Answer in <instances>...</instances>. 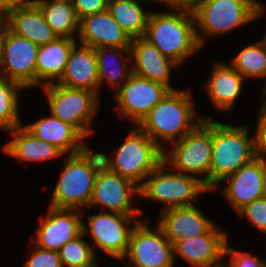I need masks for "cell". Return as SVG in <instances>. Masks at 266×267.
<instances>
[{"mask_svg": "<svg viewBox=\"0 0 266 267\" xmlns=\"http://www.w3.org/2000/svg\"><path fill=\"white\" fill-rule=\"evenodd\" d=\"M198 205L170 208L159 212L155 222L174 244L189 237L207 233L215 224Z\"/></svg>", "mask_w": 266, "mask_h": 267, "instance_id": "cell-20", "label": "cell"}, {"mask_svg": "<svg viewBox=\"0 0 266 267\" xmlns=\"http://www.w3.org/2000/svg\"><path fill=\"white\" fill-rule=\"evenodd\" d=\"M211 154L212 119H204L163 151V161L177 172L198 178L210 190Z\"/></svg>", "mask_w": 266, "mask_h": 267, "instance_id": "cell-6", "label": "cell"}, {"mask_svg": "<svg viewBox=\"0 0 266 267\" xmlns=\"http://www.w3.org/2000/svg\"><path fill=\"white\" fill-rule=\"evenodd\" d=\"M124 263H125L124 267H133V266L127 264L126 261Z\"/></svg>", "mask_w": 266, "mask_h": 267, "instance_id": "cell-46", "label": "cell"}, {"mask_svg": "<svg viewBox=\"0 0 266 267\" xmlns=\"http://www.w3.org/2000/svg\"><path fill=\"white\" fill-rule=\"evenodd\" d=\"M120 146L114 148L113 169L141 187L147 176L163 161V150L137 126H131Z\"/></svg>", "mask_w": 266, "mask_h": 267, "instance_id": "cell-9", "label": "cell"}, {"mask_svg": "<svg viewBox=\"0 0 266 267\" xmlns=\"http://www.w3.org/2000/svg\"><path fill=\"white\" fill-rule=\"evenodd\" d=\"M6 15V0H0V16Z\"/></svg>", "mask_w": 266, "mask_h": 267, "instance_id": "cell-42", "label": "cell"}, {"mask_svg": "<svg viewBox=\"0 0 266 267\" xmlns=\"http://www.w3.org/2000/svg\"><path fill=\"white\" fill-rule=\"evenodd\" d=\"M86 139L88 140V136L82 138L76 154L96 175L112 172V155H108L103 151L95 152L94 148L92 149L86 142Z\"/></svg>", "mask_w": 266, "mask_h": 267, "instance_id": "cell-33", "label": "cell"}, {"mask_svg": "<svg viewBox=\"0 0 266 267\" xmlns=\"http://www.w3.org/2000/svg\"><path fill=\"white\" fill-rule=\"evenodd\" d=\"M6 26V22L4 17L0 16V42H1V37L3 34L4 27Z\"/></svg>", "mask_w": 266, "mask_h": 267, "instance_id": "cell-43", "label": "cell"}, {"mask_svg": "<svg viewBox=\"0 0 266 267\" xmlns=\"http://www.w3.org/2000/svg\"><path fill=\"white\" fill-rule=\"evenodd\" d=\"M223 183L225 186L222 187ZM221 188L226 202L237 213L250 202L266 196V159L253 158L241 166L234 174L224 178L212 191Z\"/></svg>", "mask_w": 266, "mask_h": 267, "instance_id": "cell-15", "label": "cell"}, {"mask_svg": "<svg viewBox=\"0 0 266 267\" xmlns=\"http://www.w3.org/2000/svg\"><path fill=\"white\" fill-rule=\"evenodd\" d=\"M141 0H108L107 10L131 38L143 37L152 9Z\"/></svg>", "mask_w": 266, "mask_h": 267, "instance_id": "cell-28", "label": "cell"}, {"mask_svg": "<svg viewBox=\"0 0 266 267\" xmlns=\"http://www.w3.org/2000/svg\"><path fill=\"white\" fill-rule=\"evenodd\" d=\"M77 39L57 37L39 46L36 61V89L57 83L63 76L69 53Z\"/></svg>", "mask_w": 266, "mask_h": 267, "instance_id": "cell-26", "label": "cell"}, {"mask_svg": "<svg viewBox=\"0 0 266 267\" xmlns=\"http://www.w3.org/2000/svg\"><path fill=\"white\" fill-rule=\"evenodd\" d=\"M229 61L228 63L246 80H265L260 93L266 89V40L263 36L257 42L242 46L238 54Z\"/></svg>", "mask_w": 266, "mask_h": 267, "instance_id": "cell-30", "label": "cell"}, {"mask_svg": "<svg viewBox=\"0 0 266 267\" xmlns=\"http://www.w3.org/2000/svg\"><path fill=\"white\" fill-rule=\"evenodd\" d=\"M4 19L12 32L38 46L46 45L57 38L36 3L12 7Z\"/></svg>", "mask_w": 266, "mask_h": 267, "instance_id": "cell-24", "label": "cell"}, {"mask_svg": "<svg viewBox=\"0 0 266 267\" xmlns=\"http://www.w3.org/2000/svg\"><path fill=\"white\" fill-rule=\"evenodd\" d=\"M29 242L32 245L29 244L23 267H63L58 251L42 249Z\"/></svg>", "mask_w": 266, "mask_h": 267, "instance_id": "cell-36", "label": "cell"}, {"mask_svg": "<svg viewBox=\"0 0 266 267\" xmlns=\"http://www.w3.org/2000/svg\"><path fill=\"white\" fill-rule=\"evenodd\" d=\"M143 38L180 67L202 50L196 37L194 15L189 10H152Z\"/></svg>", "mask_w": 266, "mask_h": 267, "instance_id": "cell-2", "label": "cell"}, {"mask_svg": "<svg viewBox=\"0 0 266 267\" xmlns=\"http://www.w3.org/2000/svg\"><path fill=\"white\" fill-rule=\"evenodd\" d=\"M219 267H228L224 262Z\"/></svg>", "mask_w": 266, "mask_h": 267, "instance_id": "cell-47", "label": "cell"}, {"mask_svg": "<svg viewBox=\"0 0 266 267\" xmlns=\"http://www.w3.org/2000/svg\"><path fill=\"white\" fill-rule=\"evenodd\" d=\"M251 127L250 122L235 125L212 119L210 191L256 157Z\"/></svg>", "mask_w": 266, "mask_h": 267, "instance_id": "cell-3", "label": "cell"}, {"mask_svg": "<svg viewBox=\"0 0 266 267\" xmlns=\"http://www.w3.org/2000/svg\"><path fill=\"white\" fill-rule=\"evenodd\" d=\"M23 126L35 137L59 149L64 155H74L84 137L75 127L51 113L44 114Z\"/></svg>", "mask_w": 266, "mask_h": 267, "instance_id": "cell-25", "label": "cell"}, {"mask_svg": "<svg viewBox=\"0 0 266 267\" xmlns=\"http://www.w3.org/2000/svg\"><path fill=\"white\" fill-rule=\"evenodd\" d=\"M193 95L191 88L169 90L137 127L164 151L171 143L181 140L195 129L204 119H213L199 114Z\"/></svg>", "mask_w": 266, "mask_h": 267, "instance_id": "cell-1", "label": "cell"}, {"mask_svg": "<svg viewBox=\"0 0 266 267\" xmlns=\"http://www.w3.org/2000/svg\"><path fill=\"white\" fill-rule=\"evenodd\" d=\"M209 193L211 191L198 178L177 172L164 161L147 176L140 187V198L161 204L159 212L197 205L201 197Z\"/></svg>", "mask_w": 266, "mask_h": 267, "instance_id": "cell-5", "label": "cell"}, {"mask_svg": "<svg viewBox=\"0 0 266 267\" xmlns=\"http://www.w3.org/2000/svg\"><path fill=\"white\" fill-rule=\"evenodd\" d=\"M95 213L87 215V221L83 217L82 231L87 240L92 244L93 250L99 249L103 255L122 259L128 249L129 240L133 228L144 219L142 214H121L95 210ZM90 237V238H89ZM92 241H91V240Z\"/></svg>", "mask_w": 266, "mask_h": 267, "instance_id": "cell-8", "label": "cell"}, {"mask_svg": "<svg viewBox=\"0 0 266 267\" xmlns=\"http://www.w3.org/2000/svg\"><path fill=\"white\" fill-rule=\"evenodd\" d=\"M98 65L99 97L108 86L113 95L132 73L130 48L101 47L95 49Z\"/></svg>", "mask_w": 266, "mask_h": 267, "instance_id": "cell-27", "label": "cell"}, {"mask_svg": "<svg viewBox=\"0 0 266 267\" xmlns=\"http://www.w3.org/2000/svg\"><path fill=\"white\" fill-rule=\"evenodd\" d=\"M130 52L132 73L160 83L169 90L178 89L172 85V71L181 67L172 59L164 56L153 44L143 37L133 38Z\"/></svg>", "mask_w": 266, "mask_h": 267, "instance_id": "cell-19", "label": "cell"}, {"mask_svg": "<svg viewBox=\"0 0 266 267\" xmlns=\"http://www.w3.org/2000/svg\"><path fill=\"white\" fill-rule=\"evenodd\" d=\"M169 89L157 82L131 73L122 86L112 95L119 118L137 126L157 105Z\"/></svg>", "mask_w": 266, "mask_h": 267, "instance_id": "cell-13", "label": "cell"}, {"mask_svg": "<svg viewBox=\"0 0 266 267\" xmlns=\"http://www.w3.org/2000/svg\"><path fill=\"white\" fill-rule=\"evenodd\" d=\"M261 94L260 100L266 104V89Z\"/></svg>", "mask_w": 266, "mask_h": 267, "instance_id": "cell-45", "label": "cell"}, {"mask_svg": "<svg viewBox=\"0 0 266 267\" xmlns=\"http://www.w3.org/2000/svg\"><path fill=\"white\" fill-rule=\"evenodd\" d=\"M57 84L71 89L90 90L99 96L95 49L77 42L69 53L63 76Z\"/></svg>", "mask_w": 266, "mask_h": 267, "instance_id": "cell-23", "label": "cell"}, {"mask_svg": "<svg viewBox=\"0 0 266 267\" xmlns=\"http://www.w3.org/2000/svg\"><path fill=\"white\" fill-rule=\"evenodd\" d=\"M140 220L133 228L125 256L119 259L133 267H175L173 244L151 219Z\"/></svg>", "mask_w": 266, "mask_h": 267, "instance_id": "cell-11", "label": "cell"}, {"mask_svg": "<svg viewBox=\"0 0 266 267\" xmlns=\"http://www.w3.org/2000/svg\"><path fill=\"white\" fill-rule=\"evenodd\" d=\"M49 206L60 209H88L96 174L77 155H65Z\"/></svg>", "mask_w": 266, "mask_h": 267, "instance_id": "cell-10", "label": "cell"}, {"mask_svg": "<svg viewBox=\"0 0 266 267\" xmlns=\"http://www.w3.org/2000/svg\"><path fill=\"white\" fill-rule=\"evenodd\" d=\"M35 2L36 0H6V14L12 7L31 5L34 4Z\"/></svg>", "mask_w": 266, "mask_h": 267, "instance_id": "cell-40", "label": "cell"}, {"mask_svg": "<svg viewBox=\"0 0 266 267\" xmlns=\"http://www.w3.org/2000/svg\"><path fill=\"white\" fill-rule=\"evenodd\" d=\"M193 15L196 37L203 50L210 39L222 38L265 17L250 0H202Z\"/></svg>", "mask_w": 266, "mask_h": 267, "instance_id": "cell-4", "label": "cell"}, {"mask_svg": "<svg viewBox=\"0 0 266 267\" xmlns=\"http://www.w3.org/2000/svg\"><path fill=\"white\" fill-rule=\"evenodd\" d=\"M201 2L202 0H161V5L168 9H184L193 12Z\"/></svg>", "mask_w": 266, "mask_h": 267, "instance_id": "cell-39", "label": "cell"}, {"mask_svg": "<svg viewBox=\"0 0 266 267\" xmlns=\"http://www.w3.org/2000/svg\"><path fill=\"white\" fill-rule=\"evenodd\" d=\"M11 137L9 141L2 144L0 151L7 157L16 159L18 162L47 163L60 159L65 155L46 141H42L30 133L23 124L7 132Z\"/></svg>", "mask_w": 266, "mask_h": 267, "instance_id": "cell-22", "label": "cell"}, {"mask_svg": "<svg viewBox=\"0 0 266 267\" xmlns=\"http://www.w3.org/2000/svg\"><path fill=\"white\" fill-rule=\"evenodd\" d=\"M218 60V61H217ZM212 61L210 75L203 82V92L209 98L211 107L221 113H231L239 97L243 95L246 81L228 62L217 59Z\"/></svg>", "mask_w": 266, "mask_h": 267, "instance_id": "cell-18", "label": "cell"}, {"mask_svg": "<svg viewBox=\"0 0 266 267\" xmlns=\"http://www.w3.org/2000/svg\"><path fill=\"white\" fill-rule=\"evenodd\" d=\"M229 243L227 239L223 255V262L228 267H266V256L263 258L250 251H241Z\"/></svg>", "mask_w": 266, "mask_h": 267, "instance_id": "cell-34", "label": "cell"}, {"mask_svg": "<svg viewBox=\"0 0 266 267\" xmlns=\"http://www.w3.org/2000/svg\"><path fill=\"white\" fill-rule=\"evenodd\" d=\"M40 89L53 116L75 127L83 136L94 135L93 121L99 115L101 97L90 90L71 89L57 83Z\"/></svg>", "mask_w": 266, "mask_h": 267, "instance_id": "cell-7", "label": "cell"}, {"mask_svg": "<svg viewBox=\"0 0 266 267\" xmlns=\"http://www.w3.org/2000/svg\"><path fill=\"white\" fill-rule=\"evenodd\" d=\"M47 213L39 215L38 225L30 241L39 248L59 251L68 241L82 231L83 214L80 210L47 207Z\"/></svg>", "mask_w": 266, "mask_h": 267, "instance_id": "cell-16", "label": "cell"}, {"mask_svg": "<svg viewBox=\"0 0 266 267\" xmlns=\"http://www.w3.org/2000/svg\"><path fill=\"white\" fill-rule=\"evenodd\" d=\"M131 40L108 10L87 15L79 20L77 42L80 44L94 49L130 48Z\"/></svg>", "mask_w": 266, "mask_h": 267, "instance_id": "cell-21", "label": "cell"}, {"mask_svg": "<svg viewBox=\"0 0 266 267\" xmlns=\"http://www.w3.org/2000/svg\"><path fill=\"white\" fill-rule=\"evenodd\" d=\"M38 49V45L5 26L0 42V75L19 83L25 90L36 89Z\"/></svg>", "mask_w": 266, "mask_h": 267, "instance_id": "cell-12", "label": "cell"}, {"mask_svg": "<svg viewBox=\"0 0 266 267\" xmlns=\"http://www.w3.org/2000/svg\"><path fill=\"white\" fill-rule=\"evenodd\" d=\"M85 238V234L82 232L61 247L58 252L63 267L99 266V259L92 244Z\"/></svg>", "mask_w": 266, "mask_h": 267, "instance_id": "cell-32", "label": "cell"}, {"mask_svg": "<svg viewBox=\"0 0 266 267\" xmlns=\"http://www.w3.org/2000/svg\"><path fill=\"white\" fill-rule=\"evenodd\" d=\"M24 91L26 90L19 83L0 75V131L5 134L23 124L20 116L21 99L19 98Z\"/></svg>", "mask_w": 266, "mask_h": 267, "instance_id": "cell-31", "label": "cell"}, {"mask_svg": "<svg viewBox=\"0 0 266 267\" xmlns=\"http://www.w3.org/2000/svg\"><path fill=\"white\" fill-rule=\"evenodd\" d=\"M257 119L254 135V150L257 157L266 159V104L260 101L258 109L255 113Z\"/></svg>", "mask_w": 266, "mask_h": 267, "instance_id": "cell-37", "label": "cell"}, {"mask_svg": "<svg viewBox=\"0 0 266 267\" xmlns=\"http://www.w3.org/2000/svg\"><path fill=\"white\" fill-rule=\"evenodd\" d=\"M223 225L215 224L207 233L185 238L173 244L174 260L179 258L190 267H219L223 263L229 234ZM177 257V258H176Z\"/></svg>", "mask_w": 266, "mask_h": 267, "instance_id": "cell-17", "label": "cell"}, {"mask_svg": "<svg viewBox=\"0 0 266 267\" xmlns=\"http://www.w3.org/2000/svg\"><path fill=\"white\" fill-rule=\"evenodd\" d=\"M137 197V198H136ZM140 187L133 181L109 172L95 177L94 188L88 209L83 210V217L90 208L99 211L117 212L121 214H142L144 207H136L140 200Z\"/></svg>", "mask_w": 266, "mask_h": 267, "instance_id": "cell-14", "label": "cell"}, {"mask_svg": "<svg viewBox=\"0 0 266 267\" xmlns=\"http://www.w3.org/2000/svg\"><path fill=\"white\" fill-rule=\"evenodd\" d=\"M78 19L107 10L108 0H71Z\"/></svg>", "mask_w": 266, "mask_h": 267, "instance_id": "cell-38", "label": "cell"}, {"mask_svg": "<svg viewBox=\"0 0 266 267\" xmlns=\"http://www.w3.org/2000/svg\"><path fill=\"white\" fill-rule=\"evenodd\" d=\"M35 3L57 37L77 39L79 19L71 0H36Z\"/></svg>", "mask_w": 266, "mask_h": 267, "instance_id": "cell-29", "label": "cell"}, {"mask_svg": "<svg viewBox=\"0 0 266 267\" xmlns=\"http://www.w3.org/2000/svg\"><path fill=\"white\" fill-rule=\"evenodd\" d=\"M142 1H144V0H142ZM145 1L147 4L151 3L153 5L155 3L156 6L161 5V0H145Z\"/></svg>", "mask_w": 266, "mask_h": 267, "instance_id": "cell-44", "label": "cell"}, {"mask_svg": "<svg viewBox=\"0 0 266 267\" xmlns=\"http://www.w3.org/2000/svg\"><path fill=\"white\" fill-rule=\"evenodd\" d=\"M236 215L239 219L246 218L252 227L266 237V196L245 205Z\"/></svg>", "mask_w": 266, "mask_h": 267, "instance_id": "cell-35", "label": "cell"}, {"mask_svg": "<svg viewBox=\"0 0 266 267\" xmlns=\"http://www.w3.org/2000/svg\"><path fill=\"white\" fill-rule=\"evenodd\" d=\"M251 3L262 13H266V4L261 0H250Z\"/></svg>", "mask_w": 266, "mask_h": 267, "instance_id": "cell-41", "label": "cell"}]
</instances>
